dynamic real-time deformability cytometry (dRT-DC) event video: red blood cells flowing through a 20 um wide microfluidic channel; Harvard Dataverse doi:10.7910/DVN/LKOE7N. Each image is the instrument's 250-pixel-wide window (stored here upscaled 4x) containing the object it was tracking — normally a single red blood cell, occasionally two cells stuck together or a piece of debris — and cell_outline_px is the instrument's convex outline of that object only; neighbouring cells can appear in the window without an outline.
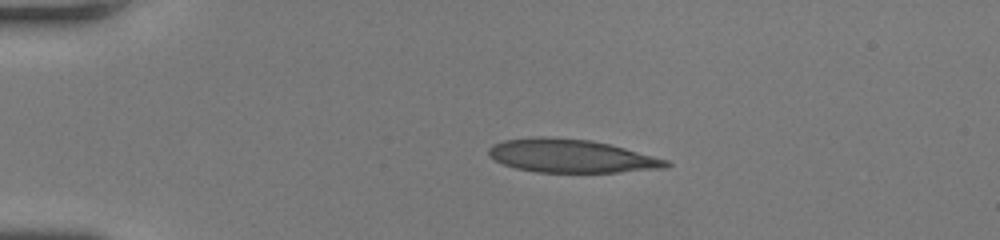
{"species": "human", "species_latin": "Homo sapiens", "temperature_condition": "room temperature", "stored_images_in_passage": 38, "camera_frame_rate_fps": 3000, "um_per_image_px": 0.085, "donor": {"sex": "female"}, "frame": {"image": 1, "passage_image": 1, "time_ms": 0.0, "image_size_px": [1000, 240], "cell_outline_px": [[672, 164], [668, 168], [616, 172], [536, 172], [516, 168], [504, 164], [488, 156], [488, 148], [492, 144], [504, 140], [540, 136], [592, 140], [624, 148], [668, 160]], "centroid_in_image_um": [48.54, 13.26], "position_along_channel_um": 36.5, "area_um2": 34.33}}
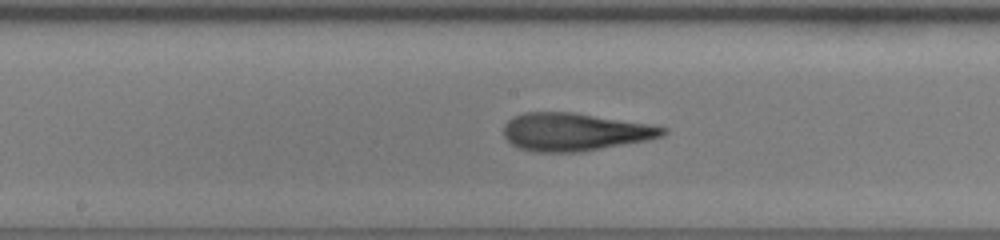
{"frame": {"image": 2, "passage_image": 16, "time_ms": 5.0, "image_size_px": [1000, 240], "cell_outline_px": [[668, 132], [664, 136], [648, 140], [580, 152], [532, 152], [520, 148], [512, 144], [504, 136], [504, 124], [512, 116], [524, 112], [572, 112], [648, 124], [668, 128]], "centroid_in_image_um": [48.84, 11.21], "position_along_channel_um": 199.4, "area_um2": 35.14}}
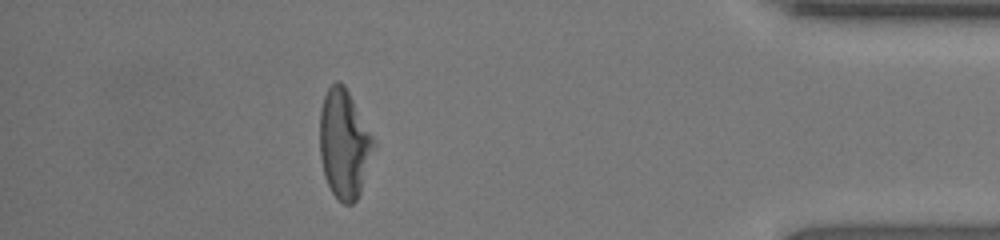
{"frame": {"image": 3, "passage_image": 33, "time_ms": 10.667, "image_size_px": [1000, 240], "cell_outline_px": [[376, 144], [360, 192], [356, 200], [352, 204], [344, 204], [332, 192], [324, 176], [320, 156], [320, 112], [324, 96], [328, 88], [336, 80], [344, 84], [376, 140]], "centroid_in_image_um": [29.26, 12.22], "position_along_channel_um": 405.9, "area_um2": 34.16}, "authors_computed_cell_mechanics": {"area_um2": 35.2291, "velocity_mm_per_s": 4.3679, "shape_relaxation_time_tau1_ms": 8.2566, "shape_relaxation_time_tau2_ms": 1.3761, "deformation_change_tau1": 0.2808, "deformation_change_tau2": 0.1068}}